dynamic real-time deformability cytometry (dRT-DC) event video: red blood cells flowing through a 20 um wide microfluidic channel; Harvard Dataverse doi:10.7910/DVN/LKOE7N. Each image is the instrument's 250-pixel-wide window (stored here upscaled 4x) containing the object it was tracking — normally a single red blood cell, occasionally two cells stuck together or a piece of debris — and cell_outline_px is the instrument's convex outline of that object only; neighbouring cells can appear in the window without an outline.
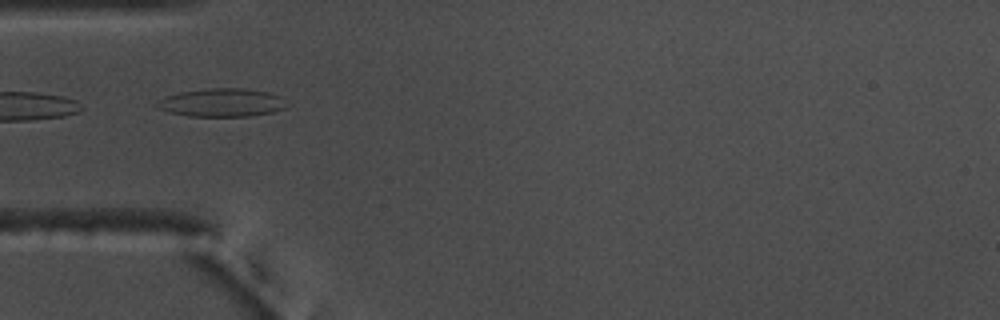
{"species": "common noctule bat (a hibernating species)", "species_latin": "Nyctalus noctula", "temperature_condition": "warm", "stored_images_in_passage": 37, "camera_frame_rate_fps": 3000, "um_per_image_px": 0.085, "animal": {"sex": "male", "body_mass_g": 17.5, "forearm_length_mm": 52.3}, "frame": {"image": 1, "passage_image": 1, "time_ms": 0.0, "image_size_px": [1000, 320], "cell_outline_px": [[292, 104], [288, 108], [272, 112], [248, 116], [188, 116], [168, 112], [156, 108], [152, 104], [168, 96], [180, 92], [204, 88], [244, 88], [268, 92], [280, 96]], "centroid_in_image_um": [18.89, 8.72], "position_along_channel_um": 66.1, "area_um2": 21.73}}
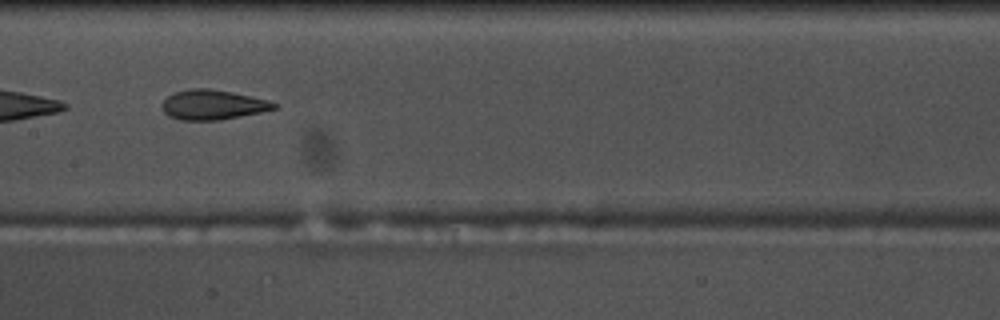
{"frame": {"image": 2, "passage_image": 11, "time_ms": 3.333, "image_size_px": [1000, 320], "cell_outline_px": [[276, 108], [260, 112], [220, 120], [180, 120], [168, 116], [164, 112], [160, 104], [168, 96], [176, 92], [192, 88], [208, 88], [232, 92], [268, 100], [276, 104]], "centroid_in_image_um": [18.04, 8.91], "position_along_channel_um": 189.4, "area_um2": 19.31}}
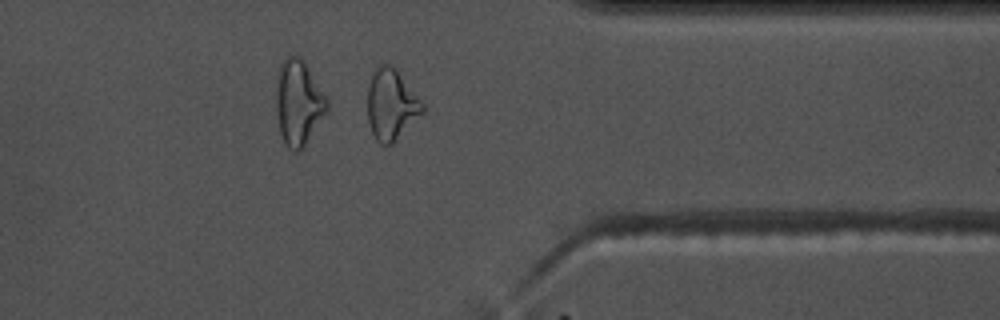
{"frame": {"image": 3, "passage_image": 27, "time_ms": 8.667, "image_size_px": [1000, 320], "cell_outline_px": [[424, 112], [392, 144], [380, 144], [376, 140], [372, 132], [368, 120], [368, 84], [372, 72], [380, 64], [388, 64], [396, 68], [424, 104]], "centroid_in_image_um": [33.26, 8.88], "position_along_channel_um": 378.1, "area_um2": 22.66}, "authors_computed_cell_mechanics": {"area_um2": 19.363, "velocity_mm_per_s": 3.7085, "shape_relaxation_time_tau1_ms": 5.5532, "shape_relaxation_time_tau2_ms": 2.5607, "deformation_change_tau1": 0.1915, "deformation_change_tau2": 0.1083}}